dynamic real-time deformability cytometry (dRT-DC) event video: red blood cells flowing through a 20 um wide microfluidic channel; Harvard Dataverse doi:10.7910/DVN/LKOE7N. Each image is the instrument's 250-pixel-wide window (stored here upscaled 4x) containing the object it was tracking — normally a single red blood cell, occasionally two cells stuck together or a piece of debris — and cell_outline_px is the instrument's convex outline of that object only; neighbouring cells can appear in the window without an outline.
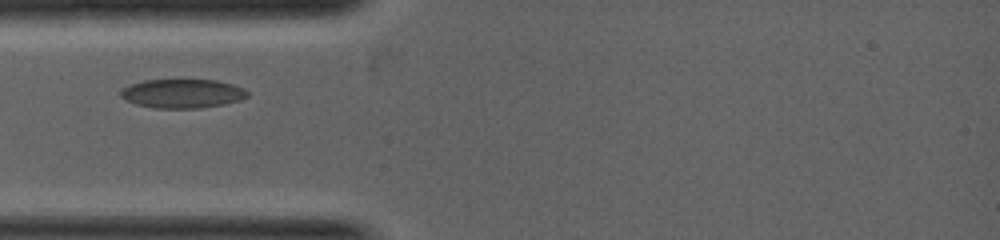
{"species": "common noctule bat (a hibernating species)", "species_latin": "Nyctalus noctula", "temperature_condition": "warm", "stored_images_in_passage": 8, "camera_frame_rate_fps": 5000, "um_per_image_px": 0.085, "animal": {"sex": "female", "body_mass_g": 19.0, "forearm_length_mm": 53.3}, "frame": {"image": 1, "passage_image": 1, "time_ms": 0.0, "image_size_px": [1000, 240], "cell_outline_px": [[248, 96], [240, 100], [224, 104], [200, 108], [156, 108], [136, 104], [120, 96], [120, 88], [144, 80], [216, 80], [232, 84], [244, 88], [248, 92]], "centroid_in_image_um": [15.51, 7.95], "position_along_channel_um": 69.5, "area_um2": 21.33}}
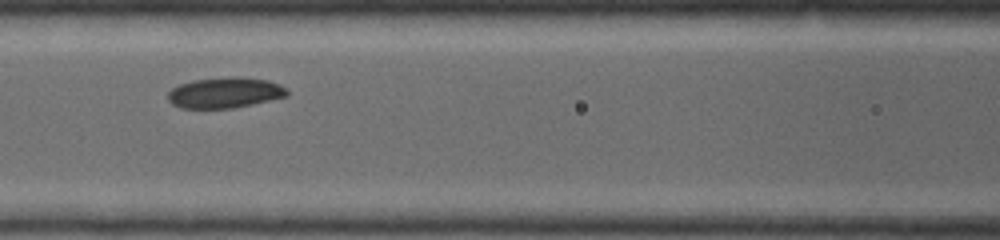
{"frame": {"image": 2, "passage_image": 4, "time_ms": 1.0, "image_size_px": [1000, 240], "cell_outline_px": [[288, 96], [236, 108], [180, 108], [172, 104], [168, 100], [168, 92], [172, 88], [180, 84], [192, 80], [236, 76], [240, 76], [268, 80], [280, 84], [288, 92]], "centroid_in_image_um": [19.12, 7.88], "position_along_channel_um": 147.5, "area_um2": 21.44}}
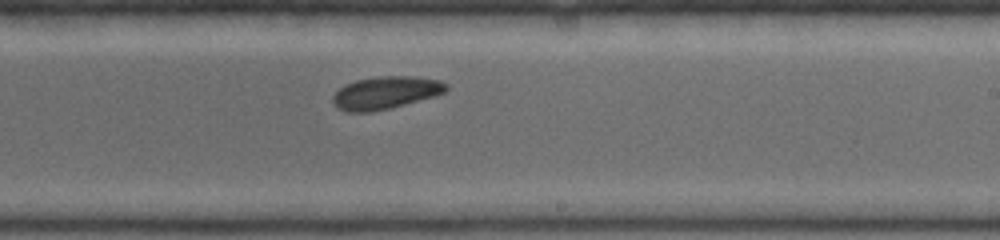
{"frame": {"image": 3, "passage_image": 8, "time_ms": 2.4, "image_size_px": [1000, 240], "cell_outline_px": [[448, 88], [444, 92], [432, 96], [404, 104], [372, 112], [344, 112], [336, 108], [332, 104], [332, 96], [344, 84], [356, 80], [380, 76], [412, 76], [440, 80], [448, 84]], "centroid_in_image_um": [32.71, 7.88], "position_along_channel_um": 256.3, "area_um2": 21.5}}